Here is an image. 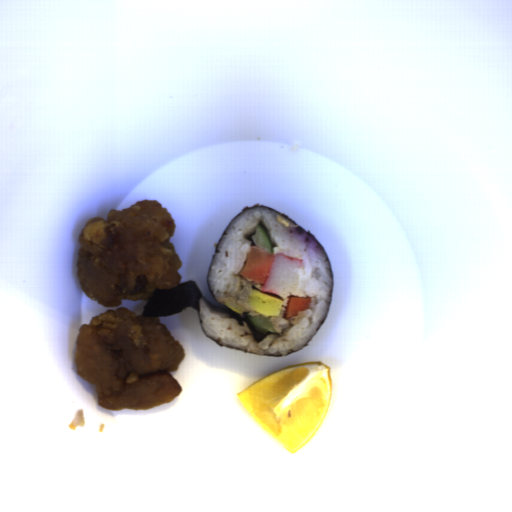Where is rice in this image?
<instances>
[{
    "label": "rice",
    "instance_id": "rice-1",
    "mask_svg": "<svg viewBox=\"0 0 512 512\" xmlns=\"http://www.w3.org/2000/svg\"><path fill=\"white\" fill-rule=\"evenodd\" d=\"M259 224L268 232L274 254L301 259L304 264L296 291L281 298L283 307L278 316L269 317L275 332L256 341L249 324L240 325L204 297L198 306L200 324L207 337L224 347L257 355L292 354L318 331L329 309L333 289L325 254L304 230L271 210L260 206L248 209L233 219L218 243L209 268L208 287L221 304L231 301L241 305L244 311L237 314L242 317L264 316L248 307L251 290H262V284L248 282L239 273L247 253L254 247L251 236ZM290 296L311 298L312 304L294 317L284 319Z\"/></svg>",
    "mask_w": 512,
    "mask_h": 512
}]
</instances>
